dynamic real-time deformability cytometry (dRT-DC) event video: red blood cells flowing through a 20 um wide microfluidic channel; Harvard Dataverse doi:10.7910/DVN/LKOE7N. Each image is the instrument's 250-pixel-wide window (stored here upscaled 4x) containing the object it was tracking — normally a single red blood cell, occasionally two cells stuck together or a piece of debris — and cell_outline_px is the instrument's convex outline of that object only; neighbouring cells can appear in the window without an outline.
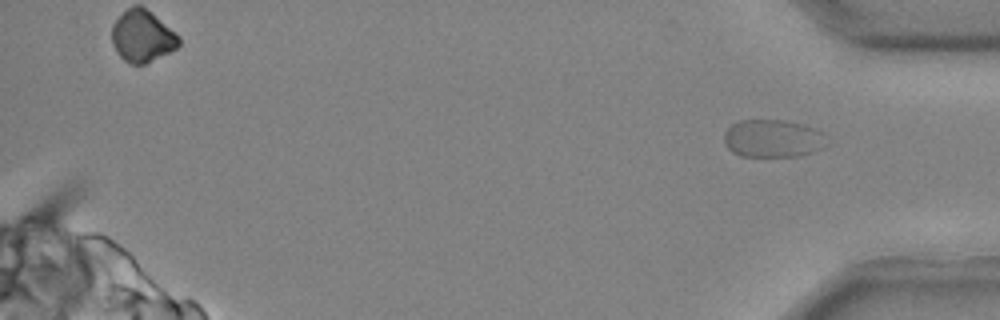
{"species": "common noctule bat (a hibernating species)", "species_latin": "Nyctalus noctula", "temperature_condition": "cold", "stored_images_in_passage": 37, "segment_of_instrument_passage": [2, 2], "camera_frame_rate_fps": 3000, "um_per_image_px": 0.085, "animal": {"sex": "male", "body_mass_g": 20.4}, "frame": {"image": 1, "passage_image": 37, "time_ms": 12.0, "image_size_px": [1000, 320], "cell_outline_px": [[832, 144], [824, 148], [800, 156], [740, 156], [732, 152], [728, 148], [724, 140], [724, 132], [732, 124], [740, 120], [780, 120], [800, 124], [816, 128]], "centroid_in_image_um": [65.72, 11.78], "position_along_channel_um": 369.5, "area_um2": 22.77}}